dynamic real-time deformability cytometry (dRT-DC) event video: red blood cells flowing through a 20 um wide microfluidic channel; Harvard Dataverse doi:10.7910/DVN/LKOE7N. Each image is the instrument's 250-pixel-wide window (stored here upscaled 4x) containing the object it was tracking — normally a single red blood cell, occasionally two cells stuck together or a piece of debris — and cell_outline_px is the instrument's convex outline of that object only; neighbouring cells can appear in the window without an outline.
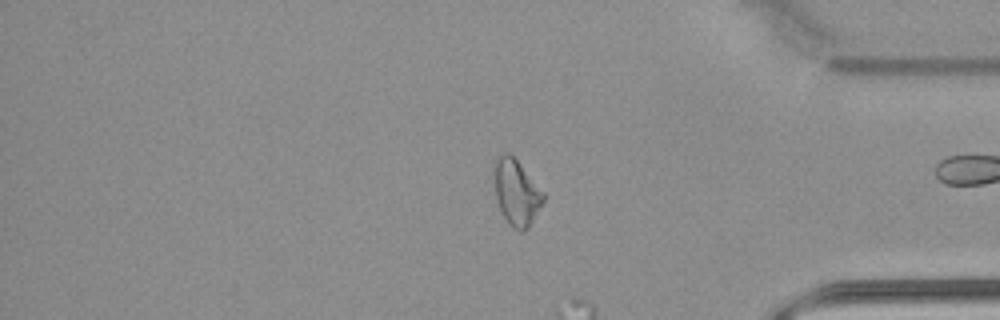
{"species": "common noctule bat (a hibernating species)", "species_latin": "Nyctalus noctula", "temperature_condition": "warm", "stored_images_in_passage": 45, "camera_frame_rate_fps": 3000, "um_per_image_px": 0.085, "animal": {"sex": "male", "body_mass_g": 21.5, "forearm_length_mm": 52.0}, "frame": {"image": 1, "passage_image": 44, "time_ms": 14.333, "image_size_px": [1000, 320], "cell_outline_px": [[544, 200], [528, 228], [524, 232], [520, 232], [512, 228], [508, 224], [496, 200], [492, 168], [492, 164], [504, 152], [508, 152], [516, 160], [544, 192]], "centroid_in_image_um": [43.86, 16.36], "position_along_channel_um": 391.3, "area_um2": 18.9}}